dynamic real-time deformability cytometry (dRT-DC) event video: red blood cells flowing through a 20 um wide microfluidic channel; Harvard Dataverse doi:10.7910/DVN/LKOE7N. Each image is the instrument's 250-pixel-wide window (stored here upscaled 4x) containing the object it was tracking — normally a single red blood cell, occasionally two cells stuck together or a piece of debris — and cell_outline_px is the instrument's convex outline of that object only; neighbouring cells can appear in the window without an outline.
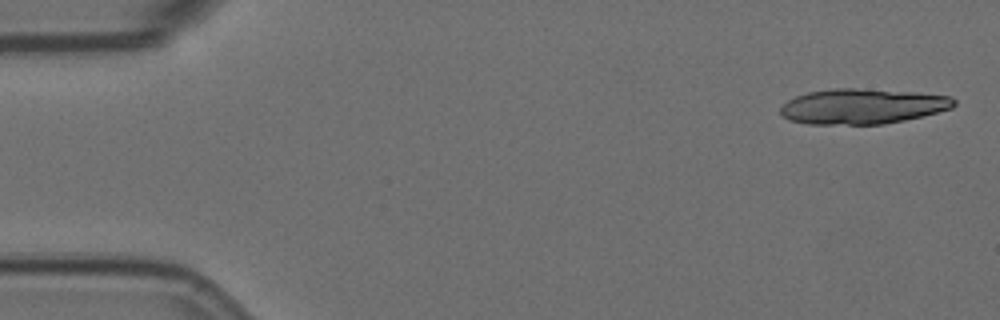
{"species": "Egyptian fruit bat (a non-hibernating species)", "species_latin": "Rousettus aegyptiacus", "temperature_condition": "room temperature", "stored_images_in_passage": 6, "camera_frame_rate_fps": 3000, "um_per_image_px": 0.085, "animal": {"sex": "female"}, "frame": {"image": 1, "passage_image": 1, "time_ms": 0.0, "image_size_px": [1000, 320], "cell_outline_px": [[956, 104], [952, 108], [904, 120], [880, 124], [808, 124], [788, 120], [780, 112], [780, 108], [788, 100], [796, 96], [808, 92], [832, 88], [856, 88], [916, 92], [952, 96], [956, 100]], "centroid_in_image_um": [73.3, 9.03], "position_along_channel_um": 11.7, "area_um2": 35.6}}